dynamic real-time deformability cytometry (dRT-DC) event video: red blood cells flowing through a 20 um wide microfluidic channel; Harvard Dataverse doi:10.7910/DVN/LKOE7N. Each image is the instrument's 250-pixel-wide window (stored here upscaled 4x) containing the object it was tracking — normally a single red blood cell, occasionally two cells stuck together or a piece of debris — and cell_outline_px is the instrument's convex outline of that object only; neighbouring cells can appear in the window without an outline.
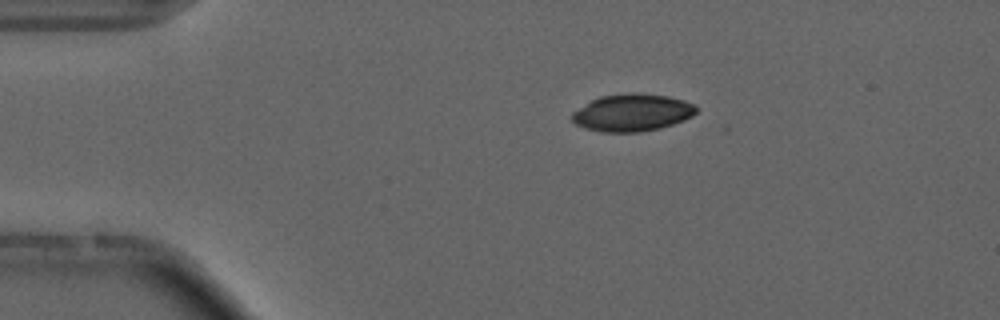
{"species": "common noctule bat (a hibernating species)", "species_latin": "Nyctalus noctula", "temperature_condition": "cold", "stored_images_in_passage": 3, "camera_frame_rate_fps": 3000, "um_per_image_px": 0.085, "animal": {"sex": "male", "forearm_length_mm": 52.5}, "frame": {"image": 1, "passage_image": 1, "time_ms": 0.0, "image_size_px": [1000, 320], "cell_outline_px": [[696, 112], [692, 116], [684, 120], [660, 128], [640, 132], [600, 132], [584, 128], [576, 124], [572, 120], [572, 112], [592, 100], [600, 96], [628, 92], [636, 92], [668, 96], [684, 100], [692, 104], [696, 108]], "centroid_in_image_um": [53.72, 9.57], "position_along_channel_um": 31.3, "area_um2": 27.05}}
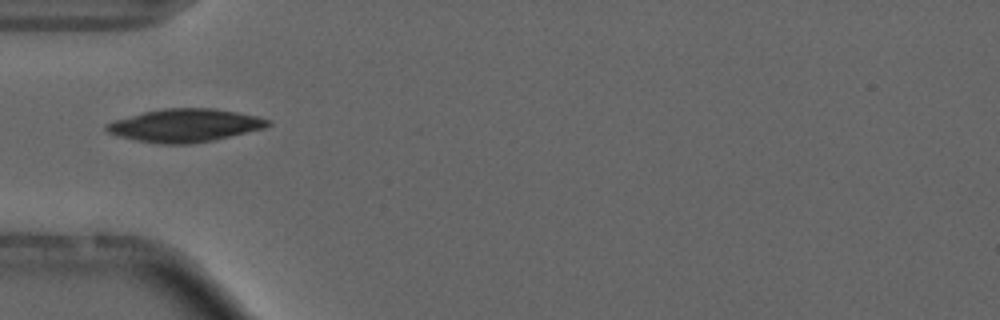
{"frame": {"image": 2, "passage_image": 3, "time_ms": 2.333, "image_size_px": [1000, 320], "cell_outline_px": [[272, 124], [264, 128], [216, 140], [192, 144], [160, 144], [136, 140], [116, 136], [108, 132], [104, 128], [104, 124], [116, 120], [144, 112], [164, 108], [212, 108], [260, 116], [272, 120]], "centroid_in_image_um": [15.76, 10.67], "position_along_channel_um": 69.2, "area_um2": 31.27}}